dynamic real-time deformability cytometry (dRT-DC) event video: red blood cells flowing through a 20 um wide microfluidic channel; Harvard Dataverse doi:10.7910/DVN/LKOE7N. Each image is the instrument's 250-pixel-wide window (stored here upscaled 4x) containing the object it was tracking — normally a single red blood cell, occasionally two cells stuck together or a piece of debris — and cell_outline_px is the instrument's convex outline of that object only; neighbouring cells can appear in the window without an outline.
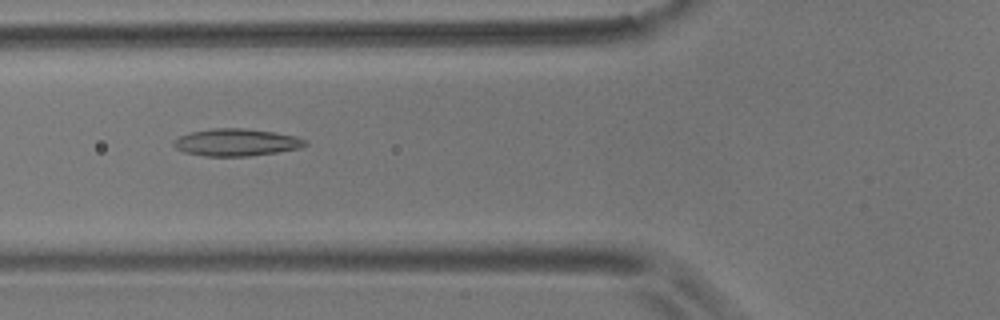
{"species": "common noctule bat (a hibernating species)", "species_latin": "Nyctalus noctula", "temperature_condition": "room temperature", "stored_images_in_passage": 40, "camera_frame_rate_fps": 3000, "um_per_image_px": 0.085, "animal": {"sex": "male", "body_mass_g": 17.9}, "frame": {"image": 1, "passage_image": 11, "time_ms": 3.333, "image_size_px": [1000, 320], "cell_outline_px": [[308, 144], [300, 148], [276, 152], [248, 156], [204, 156], [184, 152], [176, 148], [172, 144], [172, 140], [180, 136], [192, 132], [212, 128], [244, 128], [272, 132], [296, 136], [308, 140]], "centroid_in_image_um": [20.08, 12.1], "position_along_channel_um": 105.7, "area_um2": 20.87}}
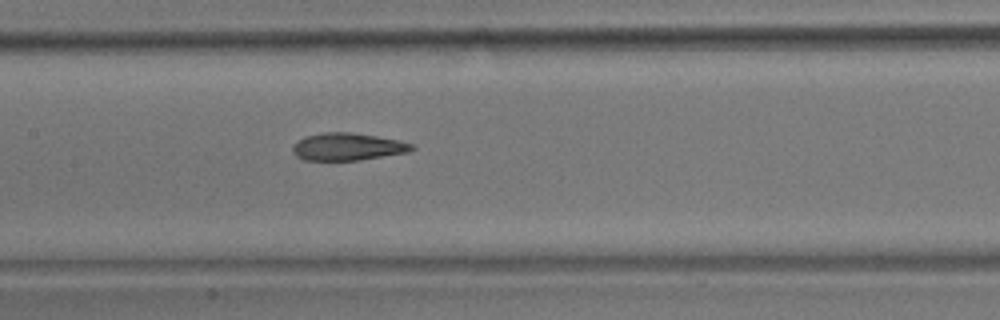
{"frame": {"image": 2, "passage_image": 17, "time_ms": 5.333, "image_size_px": [1000, 320], "cell_outline_px": [[416, 148], [408, 152], [360, 160], [304, 160], [296, 156], [292, 152], [292, 148], [296, 140], [304, 136], [324, 132], [352, 132], [400, 140], [412, 144]], "centroid_in_image_um": [29.52, 12.46], "position_along_channel_um": 177.9, "area_um2": 19.19}}
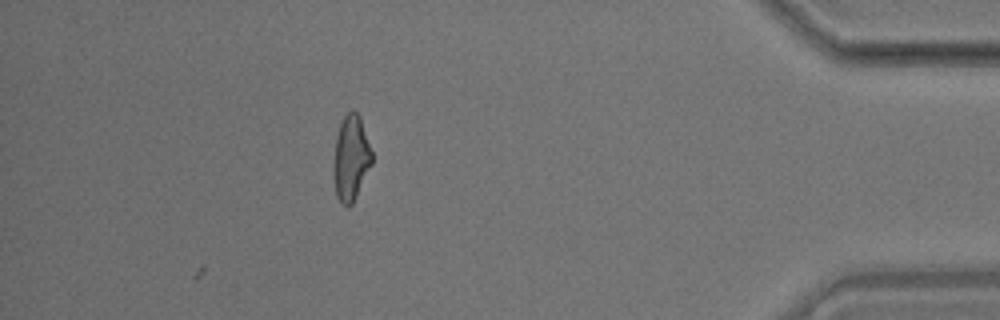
{"frame": {"image": 3, "passage_image": 40, "time_ms": 13.0, "image_size_px": [1000, 320], "cell_outline_px": [[372, 164], [352, 204], [348, 208], [340, 204], [336, 196], [336, 136], [340, 124], [344, 116], [352, 108], [360, 116], [372, 152]], "centroid_in_image_um": [29.87, 13.43], "position_along_channel_um": 405.3, "area_um2": 18.44}, "authors_computed_cell_mechanics": {"area_um2": 19.2763, "velocity_mm_per_s": 3.5801, "shape_relaxation_time_tau1_ms": null, "shape_relaxation_time_tau2_ms": 3.5694, "deformation_change_tau1": null, "deformation_change_tau2": 0.1319}}